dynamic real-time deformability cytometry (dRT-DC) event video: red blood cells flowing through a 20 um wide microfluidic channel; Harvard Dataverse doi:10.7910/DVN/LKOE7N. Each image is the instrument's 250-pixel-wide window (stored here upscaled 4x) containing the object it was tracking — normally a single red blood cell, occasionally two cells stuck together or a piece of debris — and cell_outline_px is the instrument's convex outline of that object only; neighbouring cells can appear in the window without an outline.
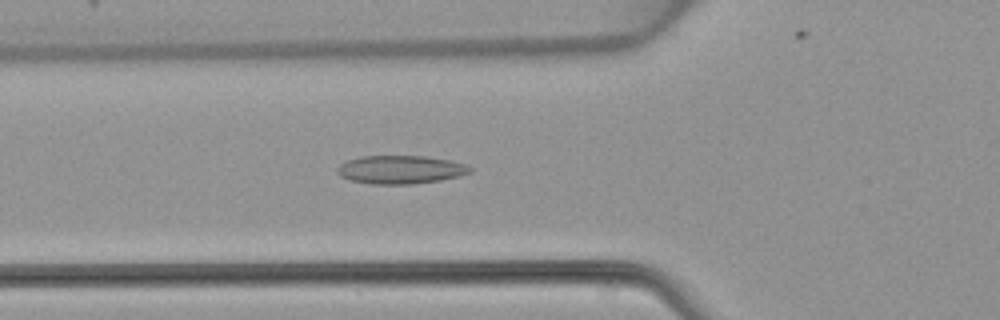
{"species": "common noctule bat (a hibernating species)", "species_latin": "Nyctalus noctula", "temperature_condition": "warm", "stored_images_in_passage": 48, "camera_frame_rate_fps": 3000, "um_per_image_px": 0.085, "animal": {"sex": "female", "body_mass_g": 22.7, "forearm_length_mm": 54.2}, "frame": {"image": 1, "passage_image": 17, "time_ms": 5.333, "image_size_px": [1000, 320], "cell_outline_px": [[472, 172], [460, 176], [440, 180], [412, 184], [372, 184], [352, 180], [340, 176], [336, 172], [336, 168], [340, 164], [348, 160], [360, 156], [424, 156], [448, 160], [464, 164], [472, 168]], "centroid_in_image_um": [34.03, 14.42], "position_along_channel_um": 91.8, "area_um2": 21.85}}
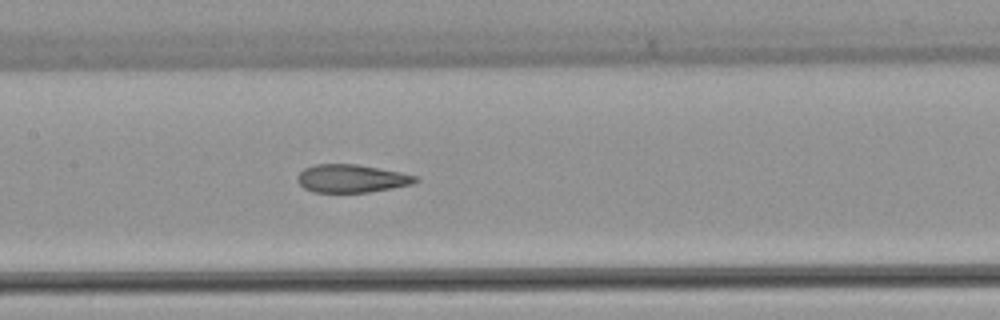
{"frame": {"image": 2, "passage_image": 23, "time_ms": 7.333, "image_size_px": [1000, 320], "cell_outline_px": [[420, 180], [412, 184], [392, 188], [368, 192], [312, 192], [304, 188], [296, 180], [296, 176], [304, 168], [316, 164], [356, 164], [400, 172], [420, 176]], "centroid_in_image_um": [29.89, 15.17], "position_along_channel_um": 177.5, "area_um2": 19.36}}
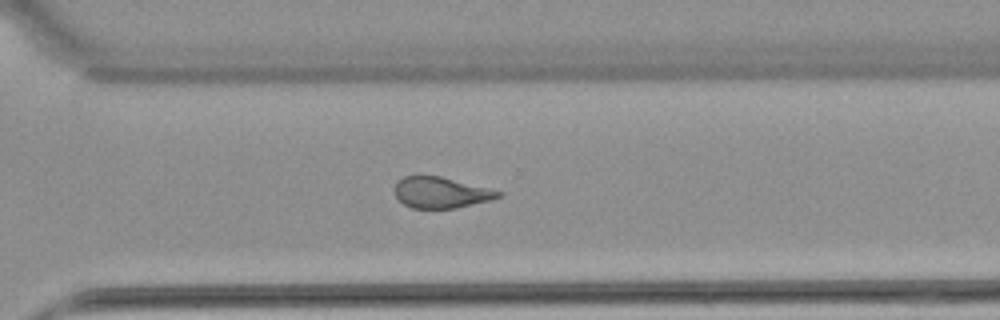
{"frame": {"image": 3, "passage_image": 34, "time_ms": 11.0, "image_size_px": [1000, 320], "cell_outline_px": [[504, 192], [500, 196], [492, 200], [456, 208], [412, 208], [404, 204], [392, 192], [392, 188], [396, 180], [404, 176], [416, 172], [420, 172], [440, 176]], "centroid_in_image_um": [37.38, 16.32], "position_along_channel_um": 333.2, "area_um2": 19.42}}